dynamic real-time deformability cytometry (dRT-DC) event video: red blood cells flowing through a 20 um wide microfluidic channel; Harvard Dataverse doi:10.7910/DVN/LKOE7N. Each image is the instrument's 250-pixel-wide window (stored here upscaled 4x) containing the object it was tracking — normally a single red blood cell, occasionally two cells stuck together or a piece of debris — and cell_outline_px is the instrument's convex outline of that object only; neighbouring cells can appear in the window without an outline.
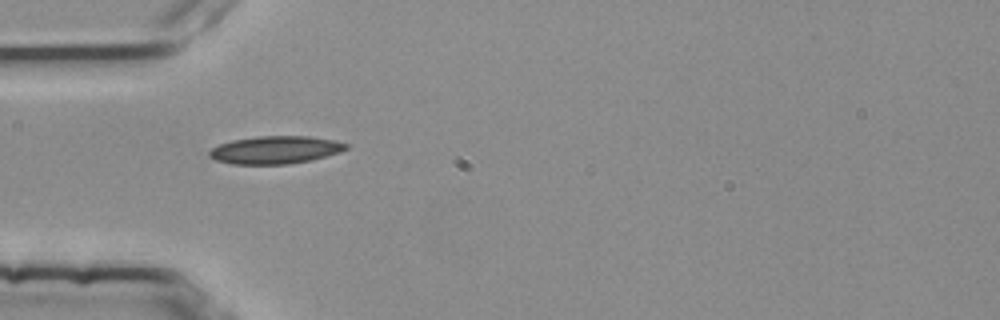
{"species": "common noctule bat (a hibernating species)", "species_latin": "Nyctalus noctula", "temperature_condition": "room temperature", "stored_images_in_passage": 5, "camera_frame_rate_fps": 3000, "um_per_image_px": 0.085, "animal": {"sex": "female", "body_mass_g": 25.1}, "frame": {"image": 1, "passage_image": 5, "time_ms": 1.333, "image_size_px": [1000, 320], "cell_outline_px": [[348, 148], [340, 152], [312, 160], [288, 164], [232, 164], [216, 160], [208, 156], [208, 152], [212, 148], [220, 144], [232, 140], [256, 136], [312, 136], [332, 140], [348, 144]], "centroid_in_image_um": [23.4, 12.74], "position_along_channel_um": 61.6, "area_um2": 22.14}}